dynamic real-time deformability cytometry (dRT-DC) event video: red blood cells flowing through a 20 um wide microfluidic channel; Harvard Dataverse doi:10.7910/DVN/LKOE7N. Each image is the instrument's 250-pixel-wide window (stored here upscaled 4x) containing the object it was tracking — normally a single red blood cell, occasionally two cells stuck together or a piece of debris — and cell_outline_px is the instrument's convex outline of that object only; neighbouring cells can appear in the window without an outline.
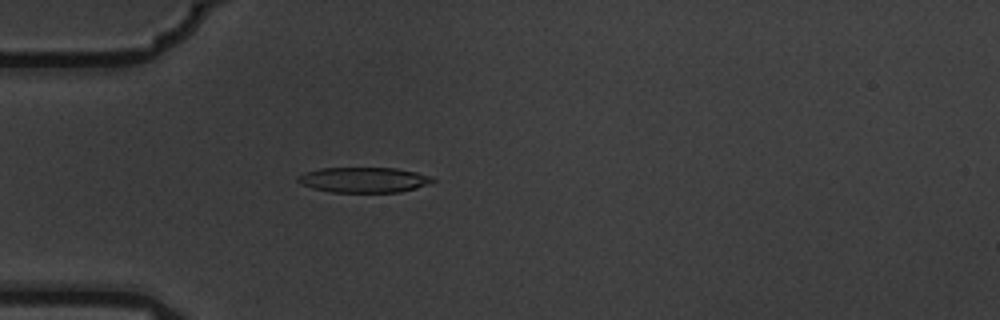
{"species": "common noctule bat (a hibernating species)", "species_latin": "Nyctalus noctula", "temperature_condition": "warm", "stored_images_in_passage": 2, "camera_frame_rate_fps": 3000, "um_per_image_px": 0.085, "animal": {"sex": "male", "body_mass_g": 19.5, "forearm_length_mm": 54.6}, "frame": {"image": 1, "passage_image": 2, "time_ms": 0.333, "image_size_px": [1000, 320], "cell_outline_px": [[436, 180], [428, 184], [416, 188], [400, 192], [332, 192], [312, 188], [300, 184], [296, 180], [296, 176], [320, 168], [396, 168], [416, 172], [432, 176]], "centroid_in_image_um": [30.93, 15.29], "position_along_channel_um": 54.1, "area_um2": 19.88}}